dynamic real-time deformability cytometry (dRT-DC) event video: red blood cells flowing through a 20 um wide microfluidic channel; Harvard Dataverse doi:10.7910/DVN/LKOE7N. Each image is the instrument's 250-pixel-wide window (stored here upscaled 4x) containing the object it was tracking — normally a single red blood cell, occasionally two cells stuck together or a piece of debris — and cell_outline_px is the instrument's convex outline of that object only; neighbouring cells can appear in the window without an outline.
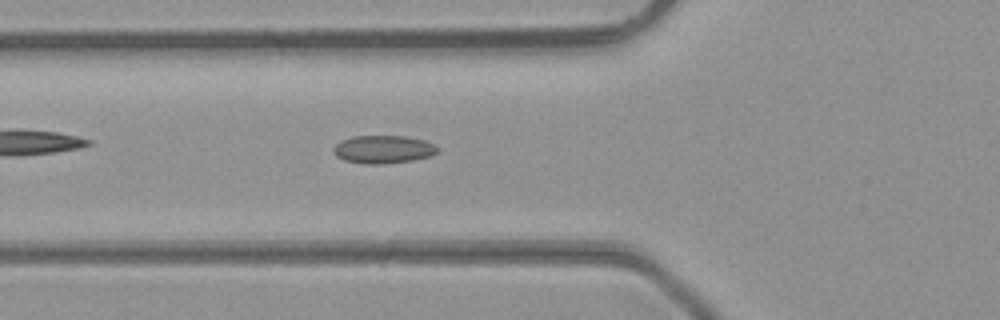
{"species": "common noctule bat (a hibernating species)", "species_latin": "Nyctalus noctula", "temperature_condition": "room temperature", "stored_images_in_passage": 32, "camera_frame_rate_fps": 3000, "um_per_image_px": 0.085, "animal": {"sex": "male", "body_mass_g": 23.1, "forearm_length_mm": 52.7}, "frame": {"image": 1, "passage_image": 7, "time_ms": 2.0, "image_size_px": [1000, 320], "cell_outline_px": [[440, 148], [436, 152], [428, 156], [412, 160], [384, 164], [364, 164], [344, 160], [336, 156], [332, 148], [336, 144], [352, 136], [404, 136], [424, 140]], "centroid_in_image_um": [32.55, 12.7], "position_along_channel_um": 93.2, "area_um2": 16.82}}
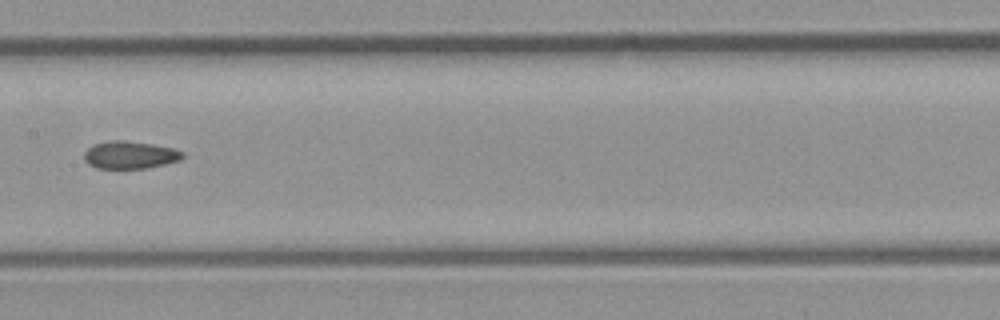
{"frame": {"image": 2, "passage_image": 14, "time_ms": 4.333, "image_size_px": [1000, 320], "cell_outline_px": [[184, 156], [180, 160], [148, 168], [96, 168], [88, 164], [84, 160], [84, 152], [88, 148], [96, 144], [112, 140], [120, 140], [152, 144], [172, 148], [184, 152]], "centroid_in_image_um": [11.04, 13.18], "position_along_channel_um": 196.4, "area_um2": 15.66}}
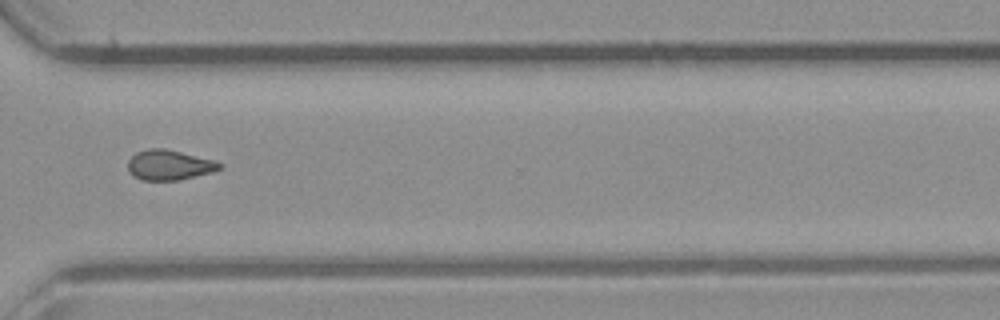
{"frame": {"image": 3, "passage_image": 25, "time_ms": 8.0, "image_size_px": [1000, 320], "cell_outline_px": [[224, 168], [212, 172], [180, 180], [144, 180], [136, 176], [128, 168], [128, 160], [136, 152], [148, 148], [164, 148], [212, 160], [224, 164]], "centroid_in_image_um": [14.42, 14.02], "position_along_channel_um": 356.2, "area_um2": 15.9}, "authors_computed_cell_mechanics": {"area_um2": 16.2418, "velocity_mm_per_s": 4.3735, "shape_relaxation_time_tau1_ms": null, "shape_relaxation_time_tau2_ms": 3.0066, "deformation_change_tau1": null, "deformation_change_tau2": 0.0952}}